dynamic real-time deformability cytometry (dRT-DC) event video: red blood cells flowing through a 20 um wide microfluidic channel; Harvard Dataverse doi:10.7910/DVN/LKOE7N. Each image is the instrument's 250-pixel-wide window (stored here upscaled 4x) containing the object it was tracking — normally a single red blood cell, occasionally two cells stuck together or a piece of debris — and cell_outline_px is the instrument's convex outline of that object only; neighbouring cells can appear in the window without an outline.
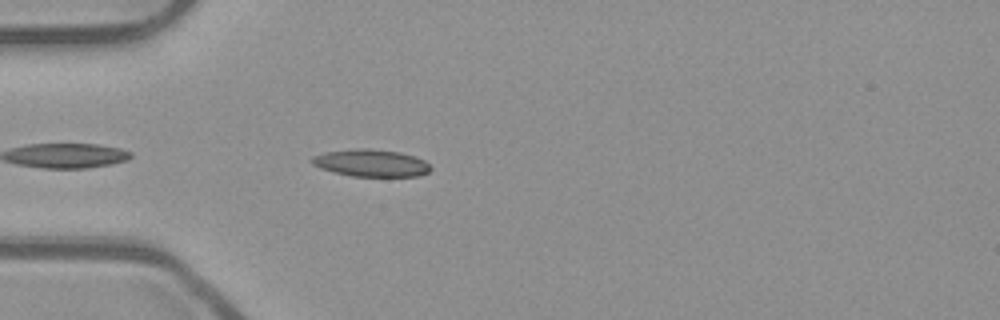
{"species": "common noctule bat (a hibernating species)", "species_latin": "Nyctalus noctula", "temperature_condition": "room temperature", "stored_images_in_passage": 7, "camera_frame_rate_fps": 3000, "um_per_image_px": 0.085, "animal": {"sex": "male", "body_mass_g": 23.1, "forearm_length_mm": 52.7}, "frame": {"image": 1, "passage_image": 3, "time_ms": 0.667, "image_size_px": [1000, 320], "cell_outline_px": [[432, 168], [428, 172], [420, 176], [352, 176], [320, 168], [312, 164], [312, 156], [324, 152], [352, 148], [368, 148], [400, 152], [424, 160]], "centroid_in_image_um": [31.53, 13.84], "position_along_channel_um": 53.5, "area_um2": 18.79}}